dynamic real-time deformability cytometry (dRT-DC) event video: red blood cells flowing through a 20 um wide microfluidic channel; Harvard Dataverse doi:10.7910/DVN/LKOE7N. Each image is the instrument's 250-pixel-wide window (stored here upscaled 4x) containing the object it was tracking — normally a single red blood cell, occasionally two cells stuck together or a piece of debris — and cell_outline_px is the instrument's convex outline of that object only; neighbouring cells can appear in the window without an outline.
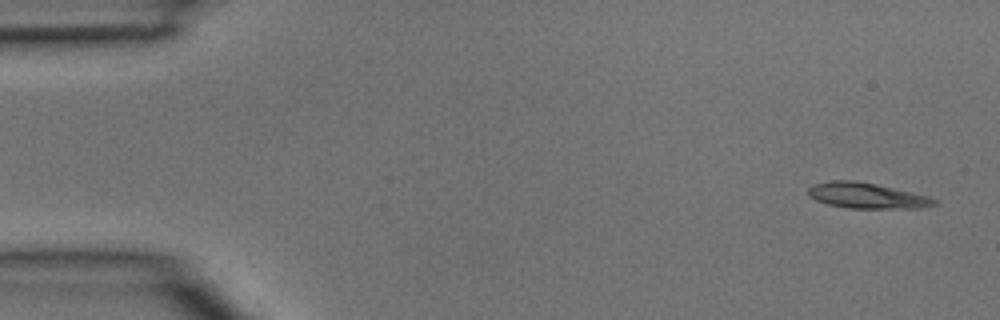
{"species": "common noctule bat (a hibernating species)", "species_latin": "Nyctalus noctula", "temperature_condition": "room temperature", "stored_images_in_passage": 4, "camera_frame_rate_fps": 3000, "um_per_image_px": 0.085, "animal": {"sex": "male", "body_mass_g": 15.6}, "frame": {"image": 1, "passage_image": 1, "time_ms": 0.0, "image_size_px": [1000, 320], "cell_outline_px": [[936, 204], [924, 208], [848, 208], [828, 204], [816, 200], [808, 196], [808, 188], [812, 184], [832, 180], [856, 180], [876, 184], [928, 196], [936, 200]], "centroid_in_image_um": [73.64, 16.62], "position_along_channel_um": 11.4, "area_um2": 18.79}}
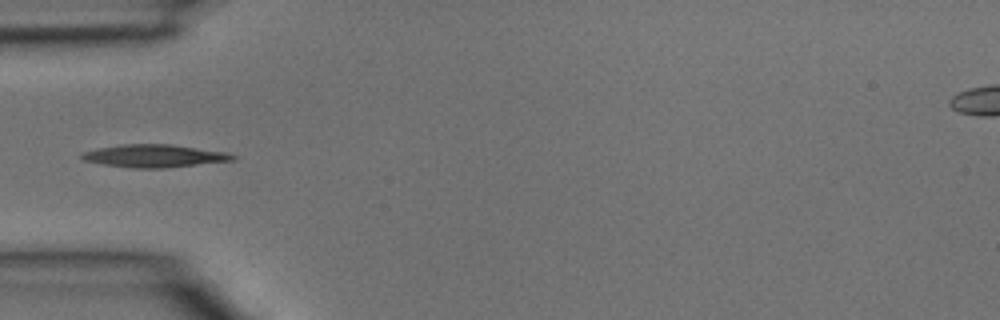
{"frame": {"image": 2, "passage_image": 4, "time_ms": 1.0, "image_size_px": [1000, 320], "cell_outline_px": [[236, 160], [164, 168], [132, 168], [104, 164], [84, 160], [80, 156], [80, 152], [96, 148], [120, 144], [172, 144], [224, 152], [236, 156]], "centroid_in_image_um": [13.07, 13.24], "position_along_channel_um": 71.9, "area_um2": 20.0}}